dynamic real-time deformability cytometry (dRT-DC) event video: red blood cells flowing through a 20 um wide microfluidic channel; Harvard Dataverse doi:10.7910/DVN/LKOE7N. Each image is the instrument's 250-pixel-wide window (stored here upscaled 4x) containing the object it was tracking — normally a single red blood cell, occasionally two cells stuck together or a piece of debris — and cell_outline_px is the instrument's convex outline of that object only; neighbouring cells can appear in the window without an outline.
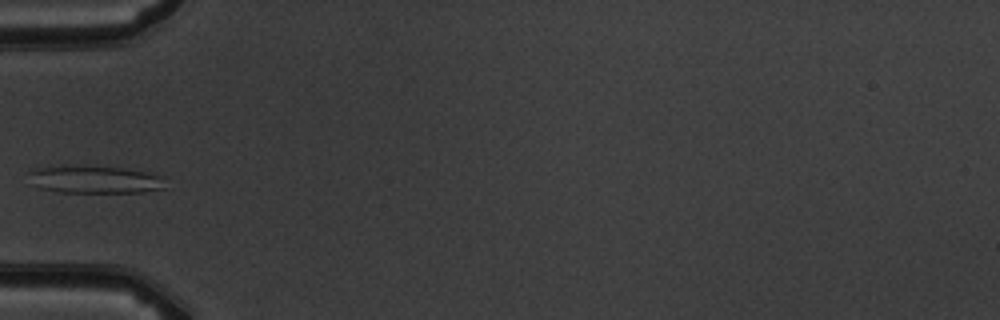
{"species": "common noctule bat (a hibernating species)", "species_latin": "Nyctalus noctula", "temperature_condition": "warm", "stored_images_in_passage": 3, "camera_frame_rate_fps": 3000, "um_per_image_px": 0.085, "animal": {"sex": "male", "body_mass_g": 19.5, "forearm_length_mm": 54.6}, "frame": {"image": 1, "passage_image": 2, "time_ms": 2.0, "image_size_px": [1000, 320], "cell_outline_px": [[168, 188], [144, 192], [60, 192], [40, 188], [28, 172], [36, 168], [84, 164], [124, 168], [144, 172], [156, 176]], "centroid_in_image_um": [8.06, 15.24], "position_along_channel_um": 76.9, "area_um2": 21.73}}
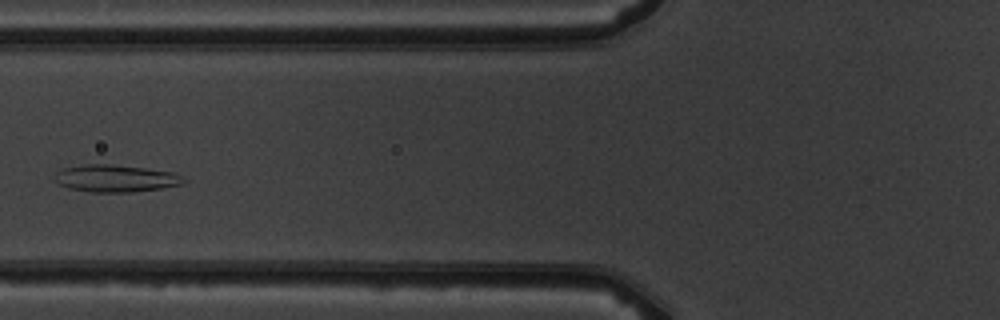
{"frame": {"image": 2, "passage_image": 3, "time_ms": 3.0, "image_size_px": [1000, 320], "cell_outline_px": [[184, 184], [160, 188], [132, 192], [88, 192], [68, 188], [60, 184], [56, 180], [56, 172], [64, 168], [88, 164], [108, 164], [144, 168], [172, 172], [180, 176], [184, 180]], "centroid_in_image_um": [9.81, 15.17], "position_along_channel_um": 116.0, "area_um2": 20.11}}